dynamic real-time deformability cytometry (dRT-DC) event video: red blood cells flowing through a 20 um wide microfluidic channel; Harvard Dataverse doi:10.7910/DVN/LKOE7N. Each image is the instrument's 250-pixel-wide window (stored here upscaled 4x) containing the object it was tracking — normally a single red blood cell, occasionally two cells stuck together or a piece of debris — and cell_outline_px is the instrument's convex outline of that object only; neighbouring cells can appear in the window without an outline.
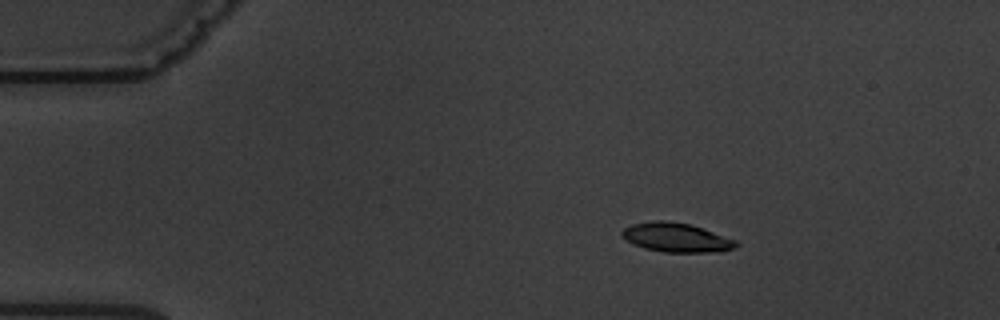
{"species": "common noctule bat (a hibernating species)", "species_latin": "Nyctalus noctula", "temperature_condition": "warm", "stored_images_in_passage": 5, "camera_frame_rate_fps": 3000, "um_per_image_px": 0.085, "animal": {"sex": "male", "body_mass_g": 19.5, "forearm_length_mm": 54.6}, "frame": {"image": 1, "passage_image": 3, "time_ms": 2.333, "image_size_px": [1000, 320], "cell_outline_px": [[740, 244], [736, 248], [720, 252], [664, 252], [644, 248], [632, 244], [620, 236], [620, 232], [624, 228], [632, 224], [652, 220], [668, 220], [692, 224], [736, 240]], "centroid_in_image_um": [57.48, 20.18], "position_along_channel_um": 27.5, "area_um2": 19.77}}